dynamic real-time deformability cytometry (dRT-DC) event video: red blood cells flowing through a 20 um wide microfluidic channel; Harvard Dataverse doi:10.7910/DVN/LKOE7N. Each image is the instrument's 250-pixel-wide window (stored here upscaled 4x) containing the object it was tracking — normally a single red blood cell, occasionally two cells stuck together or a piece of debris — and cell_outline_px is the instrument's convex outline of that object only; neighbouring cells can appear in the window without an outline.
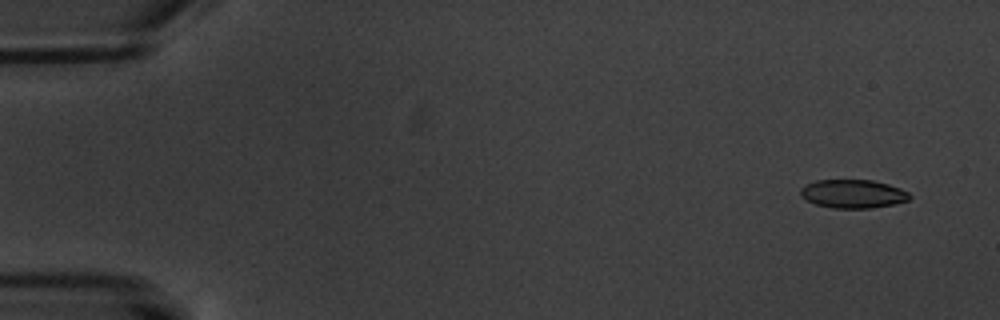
{"species": "common noctule bat (a hibernating species)", "species_latin": "Nyctalus noctula", "temperature_condition": "warm", "stored_images_in_passage": 9, "camera_frame_rate_fps": 3000, "um_per_image_px": 0.085, "animal": {"sex": "male", "body_mass_g": 20.1, "forearm_length_mm": 53.5}, "frame": {"image": 1, "passage_image": 1, "time_ms": 0.0, "image_size_px": [1000, 320], "cell_outline_px": [[912, 196], [908, 200], [892, 204], [872, 208], [832, 208], [816, 204], [808, 200], [800, 192], [800, 188], [816, 180], [872, 180], [888, 184], [900, 188], [908, 192]], "centroid_in_image_um": [72.53, 16.47], "position_along_channel_um": 12.5, "area_um2": 17.92}}